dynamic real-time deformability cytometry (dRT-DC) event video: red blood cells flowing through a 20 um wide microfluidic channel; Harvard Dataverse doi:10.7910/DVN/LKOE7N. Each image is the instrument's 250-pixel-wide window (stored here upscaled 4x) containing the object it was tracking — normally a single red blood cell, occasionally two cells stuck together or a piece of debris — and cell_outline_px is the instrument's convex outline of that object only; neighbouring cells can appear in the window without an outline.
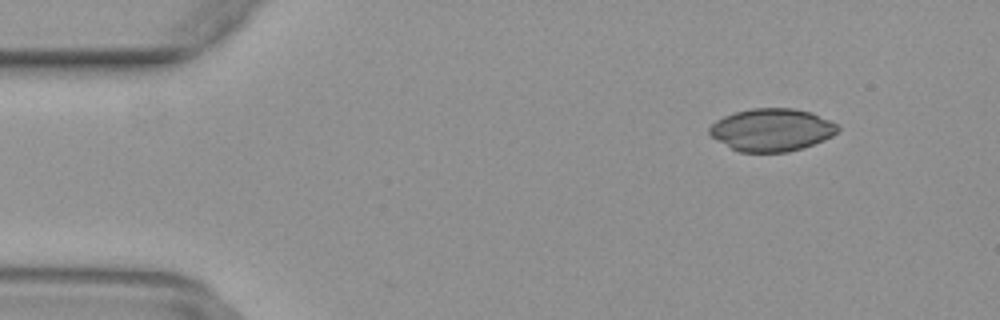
{"species": "common noctule bat (a hibernating species)", "species_latin": "Nyctalus noctula", "temperature_condition": "warm", "stored_images_in_passage": 39, "camera_frame_rate_fps": 3000, "um_per_image_px": 0.085, "animal": {"sex": "female", "body_mass_g": 29.2, "forearm_length_mm": 56.3}, "frame": {"image": 1, "passage_image": 6, "time_ms": 1.667, "image_size_px": [1000, 320], "cell_outline_px": [[840, 128], [832, 136], [824, 140], [788, 152], [740, 152], [716, 140], [708, 132], [708, 128], [716, 120], [724, 116], [736, 112], [752, 108], [792, 108], [812, 112], [840, 124]], "centroid_in_image_um": [65.62, 11.03], "position_along_channel_um": 19.4, "area_um2": 31.91}}